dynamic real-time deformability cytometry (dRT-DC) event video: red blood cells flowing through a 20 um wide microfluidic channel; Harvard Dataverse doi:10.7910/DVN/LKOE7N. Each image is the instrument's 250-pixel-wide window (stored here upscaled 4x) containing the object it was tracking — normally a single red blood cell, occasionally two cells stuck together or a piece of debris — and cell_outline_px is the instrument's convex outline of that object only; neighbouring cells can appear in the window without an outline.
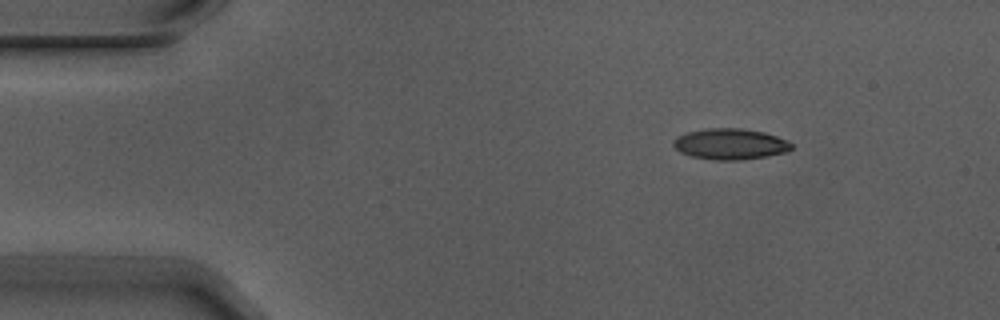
{"species": "Egyptian fruit bat (a non-hibernating species)", "species_latin": "Rousettus aegyptiacus", "temperature_condition": "warm", "stored_images_in_passage": 3, "camera_frame_rate_fps": 3000, "um_per_image_px": 0.085, "animal": {"sex": "male"}, "frame": {"image": 1, "passage_image": 1, "time_ms": 0.0, "image_size_px": [1000, 320], "cell_outline_px": [[792, 148], [788, 152], [768, 156], [736, 160], [716, 160], [692, 156], [680, 152], [672, 144], [672, 140], [688, 132], [708, 128], [740, 128], [764, 132], [788, 140], [792, 144]], "centroid_in_image_um": [62.1, 12.24], "position_along_channel_um": 22.9, "area_um2": 21.21}}
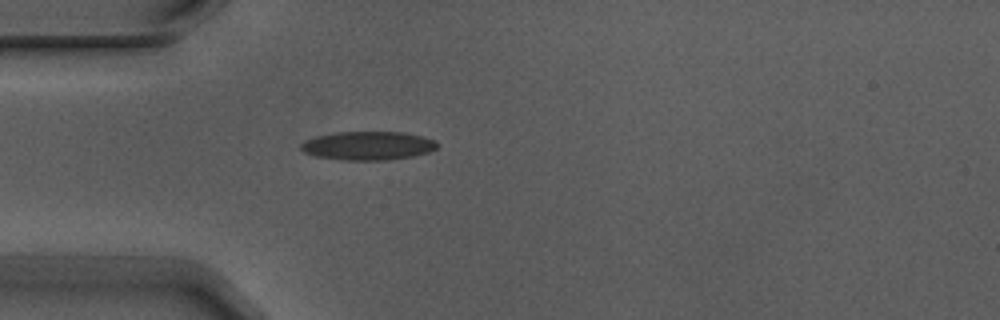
{"frame": {"image": 2, "passage_image": 3, "time_ms": 0.667, "image_size_px": [1000, 320], "cell_outline_px": [[440, 144], [436, 148], [428, 152], [412, 156], [388, 160], [344, 160], [316, 156], [304, 152], [300, 148], [300, 144], [304, 140], [316, 136], [340, 132], [404, 132], [420, 136], [432, 140]], "centroid_in_image_um": [31.25, 12.38], "position_along_channel_um": 53.7, "area_um2": 22.6}}